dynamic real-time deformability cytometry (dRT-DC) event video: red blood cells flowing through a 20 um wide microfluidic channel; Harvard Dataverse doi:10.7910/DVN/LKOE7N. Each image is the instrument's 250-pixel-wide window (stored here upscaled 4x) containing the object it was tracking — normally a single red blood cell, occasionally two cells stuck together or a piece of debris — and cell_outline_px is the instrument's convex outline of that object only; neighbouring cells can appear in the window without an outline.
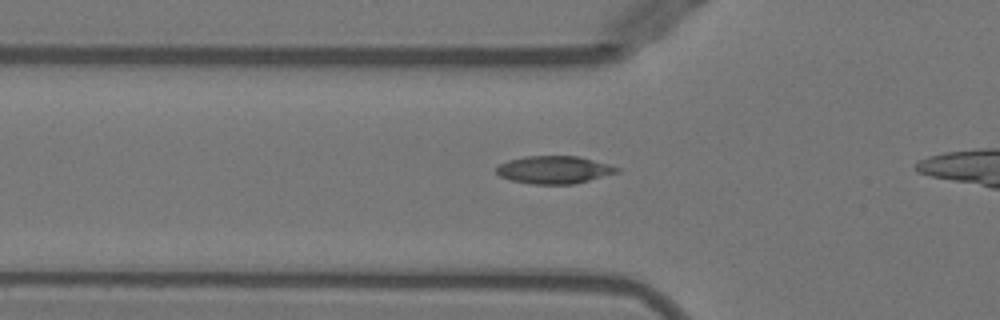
{"species": "Egyptian fruit bat (a non-hibernating species)", "species_latin": "Rousettus aegyptiacus", "temperature_condition": "warm", "stored_images_in_passage": 37, "camera_frame_rate_fps": 3000, "um_per_image_px": 0.085, "animal": {"sex": "female"}, "frame": {"image": 1, "passage_image": 12, "time_ms": 3.667, "image_size_px": [1000, 320], "cell_outline_px": [[620, 172], [576, 184], [532, 184], [512, 180], [500, 176], [496, 172], [496, 168], [500, 164], [508, 160], [524, 156], [580, 156], [608, 164], [620, 168]], "centroid_in_image_um": [47.13, 14.43], "position_along_channel_um": 78.7, "area_um2": 19.54}}
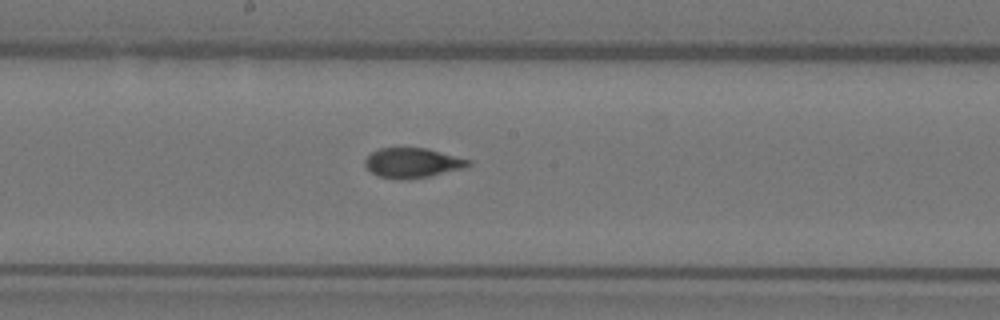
{"frame": {"image": 2, "passage_image": 22, "time_ms": 7.0, "image_size_px": [1000, 320], "cell_outline_px": [[472, 164], [468, 168], [408, 180], [404, 180], [376, 176], [364, 164], [364, 160], [372, 152], [380, 148], [428, 148], [472, 160]], "centroid_in_image_um": [35.11, 13.85], "position_along_channel_um": 213.1, "area_um2": 18.21}}
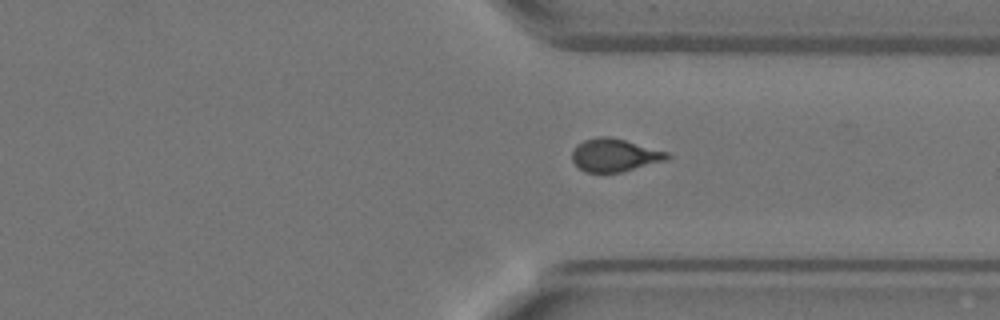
{"frame": {"image": 3, "passage_image": 33, "time_ms": 10.667, "image_size_px": [1000, 320], "cell_outline_px": [[672, 156], [664, 160], [624, 172], [584, 172], [572, 160], [572, 152], [576, 144], [584, 140], [600, 136], [608, 136], [624, 140], [668, 152]], "centroid_in_image_um": [52.22, 13.19], "position_along_channel_um": 359.2, "area_um2": 18.09}}